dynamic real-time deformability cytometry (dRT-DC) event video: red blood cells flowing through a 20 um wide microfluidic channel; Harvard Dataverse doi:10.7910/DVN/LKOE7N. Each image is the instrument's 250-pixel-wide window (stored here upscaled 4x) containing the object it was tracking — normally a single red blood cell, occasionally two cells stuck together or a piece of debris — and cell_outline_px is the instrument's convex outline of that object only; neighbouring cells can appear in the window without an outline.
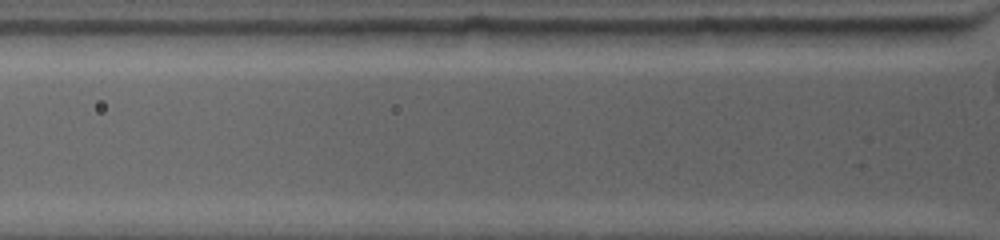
{"species": "common noctule bat (a hibernating species)", "species_latin": "Nyctalus noctula", "temperature_condition": "warm", "stored_images_in_passage": 2, "camera_frame_rate_fps": 4500, "um_per_image_px": 0.085, "animal": {"sex": "female", "body_mass_g": 19.0, "forearm_length_mm": 53.3}, "frame": {"image": 1, "passage_image": 2, "time_ms": 0.889, "image_size_px": [1000, 240], "cell_outline_px": [[948, 36], [936, 44], [848, 44], [844, 28], [948, 28]], "centroid_in_image_um": [76.12, 3.04], "position_along_channel_um": 49.7, "area_um2": 11.44}}